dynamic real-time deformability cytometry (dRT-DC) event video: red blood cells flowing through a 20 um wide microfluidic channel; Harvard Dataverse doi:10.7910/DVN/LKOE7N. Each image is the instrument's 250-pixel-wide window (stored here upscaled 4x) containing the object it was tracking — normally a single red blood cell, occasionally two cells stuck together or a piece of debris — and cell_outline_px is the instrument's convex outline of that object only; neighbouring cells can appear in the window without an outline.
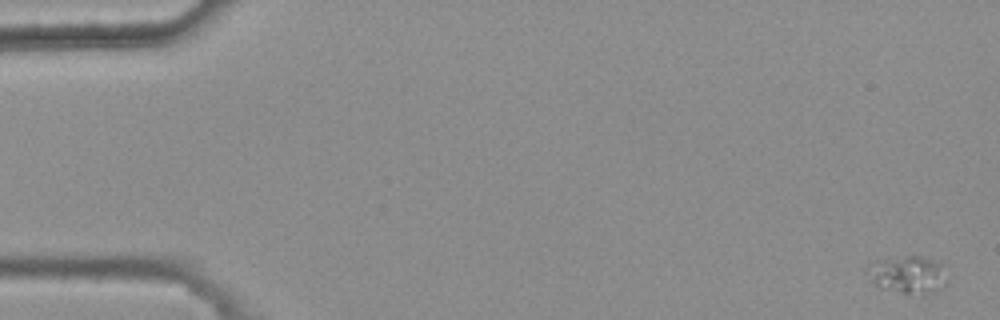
{"species": "common noctule bat (a hibernating species)", "species_latin": "Nyctalus noctula", "temperature_condition": "warm", "stored_images_in_passage": 7, "camera_frame_rate_fps": 3000, "um_per_image_px": 0.085, "animal": {"sex": "female", "body_mass_g": 25.1}, "frame": {"image": 1, "passage_image": 1, "time_ms": 0.0, "image_size_px": [1000, 320], "cell_outline_px": [[944, 288], [908, 292], [904, 292], [880, 288], [864, 272], [864, 268], [868, 264], [884, 260], [908, 256], [920, 256], [940, 264], [944, 284]], "centroid_in_image_um": [77.03, 23.31], "position_along_channel_um": 8.0, "area_um2": 16.13}}